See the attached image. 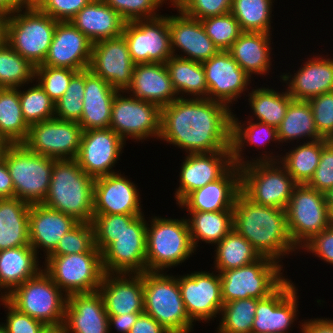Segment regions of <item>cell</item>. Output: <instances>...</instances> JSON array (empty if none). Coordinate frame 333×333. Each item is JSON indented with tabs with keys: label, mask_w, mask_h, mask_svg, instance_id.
Listing matches in <instances>:
<instances>
[{
	"label": "cell",
	"mask_w": 333,
	"mask_h": 333,
	"mask_svg": "<svg viewBox=\"0 0 333 333\" xmlns=\"http://www.w3.org/2000/svg\"><path fill=\"white\" fill-rule=\"evenodd\" d=\"M221 102L179 96L161 110L159 138L191 153L231 150L232 113Z\"/></svg>",
	"instance_id": "obj_1"
},
{
	"label": "cell",
	"mask_w": 333,
	"mask_h": 333,
	"mask_svg": "<svg viewBox=\"0 0 333 333\" xmlns=\"http://www.w3.org/2000/svg\"><path fill=\"white\" fill-rule=\"evenodd\" d=\"M233 229L243 236L262 257L280 262L281 256L295 251L284 209L251 201L242 191L233 207Z\"/></svg>",
	"instance_id": "obj_2"
},
{
	"label": "cell",
	"mask_w": 333,
	"mask_h": 333,
	"mask_svg": "<svg viewBox=\"0 0 333 333\" xmlns=\"http://www.w3.org/2000/svg\"><path fill=\"white\" fill-rule=\"evenodd\" d=\"M94 180L79 167L76 159L55 160L43 205L78 222H92Z\"/></svg>",
	"instance_id": "obj_3"
},
{
	"label": "cell",
	"mask_w": 333,
	"mask_h": 333,
	"mask_svg": "<svg viewBox=\"0 0 333 333\" xmlns=\"http://www.w3.org/2000/svg\"><path fill=\"white\" fill-rule=\"evenodd\" d=\"M24 8L25 12L20 13ZM57 22L30 1L23 9L9 15L6 42L37 67L48 54Z\"/></svg>",
	"instance_id": "obj_4"
},
{
	"label": "cell",
	"mask_w": 333,
	"mask_h": 333,
	"mask_svg": "<svg viewBox=\"0 0 333 333\" xmlns=\"http://www.w3.org/2000/svg\"><path fill=\"white\" fill-rule=\"evenodd\" d=\"M274 157L265 154L240 167L241 191L257 204L286 210L297 183Z\"/></svg>",
	"instance_id": "obj_5"
},
{
	"label": "cell",
	"mask_w": 333,
	"mask_h": 333,
	"mask_svg": "<svg viewBox=\"0 0 333 333\" xmlns=\"http://www.w3.org/2000/svg\"><path fill=\"white\" fill-rule=\"evenodd\" d=\"M144 313L150 315L170 333H189L193 322L188 317L178 277L161 271L143 273Z\"/></svg>",
	"instance_id": "obj_6"
},
{
	"label": "cell",
	"mask_w": 333,
	"mask_h": 333,
	"mask_svg": "<svg viewBox=\"0 0 333 333\" xmlns=\"http://www.w3.org/2000/svg\"><path fill=\"white\" fill-rule=\"evenodd\" d=\"M146 229L147 271L176 266L194 253L187 219L152 218Z\"/></svg>",
	"instance_id": "obj_7"
},
{
	"label": "cell",
	"mask_w": 333,
	"mask_h": 333,
	"mask_svg": "<svg viewBox=\"0 0 333 333\" xmlns=\"http://www.w3.org/2000/svg\"><path fill=\"white\" fill-rule=\"evenodd\" d=\"M3 160L12 178L15 197L29 205L43 204L56 159L31 152L23 144H11Z\"/></svg>",
	"instance_id": "obj_8"
},
{
	"label": "cell",
	"mask_w": 333,
	"mask_h": 333,
	"mask_svg": "<svg viewBox=\"0 0 333 333\" xmlns=\"http://www.w3.org/2000/svg\"><path fill=\"white\" fill-rule=\"evenodd\" d=\"M7 301L46 326L64 323L67 296L43 269L15 288L7 296Z\"/></svg>",
	"instance_id": "obj_9"
},
{
	"label": "cell",
	"mask_w": 333,
	"mask_h": 333,
	"mask_svg": "<svg viewBox=\"0 0 333 333\" xmlns=\"http://www.w3.org/2000/svg\"><path fill=\"white\" fill-rule=\"evenodd\" d=\"M281 266L277 261L261 256L243 267L220 272L223 303L267 297L286 280Z\"/></svg>",
	"instance_id": "obj_10"
},
{
	"label": "cell",
	"mask_w": 333,
	"mask_h": 333,
	"mask_svg": "<svg viewBox=\"0 0 333 333\" xmlns=\"http://www.w3.org/2000/svg\"><path fill=\"white\" fill-rule=\"evenodd\" d=\"M44 266L66 296L98 291L105 275L101 252L48 256Z\"/></svg>",
	"instance_id": "obj_11"
},
{
	"label": "cell",
	"mask_w": 333,
	"mask_h": 333,
	"mask_svg": "<svg viewBox=\"0 0 333 333\" xmlns=\"http://www.w3.org/2000/svg\"><path fill=\"white\" fill-rule=\"evenodd\" d=\"M286 213L288 231L298 249L330 226V214L324 193L307 184L295 186Z\"/></svg>",
	"instance_id": "obj_12"
},
{
	"label": "cell",
	"mask_w": 333,
	"mask_h": 333,
	"mask_svg": "<svg viewBox=\"0 0 333 333\" xmlns=\"http://www.w3.org/2000/svg\"><path fill=\"white\" fill-rule=\"evenodd\" d=\"M162 108L152 102L143 101L118 91L111 108L110 128L124 141L125 138L145 140L147 137L157 139L161 132Z\"/></svg>",
	"instance_id": "obj_13"
},
{
	"label": "cell",
	"mask_w": 333,
	"mask_h": 333,
	"mask_svg": "<svg viewBox=\"0 0 333 333\" xmlns=\"http://www.w3.org/2000/svg\"><path fill=\"white\" fill-rule=\"evenodd\" d=\"M122 35L135 65L165 63L173 56L167 15L125 22Z\"/></svg>",
	"instance_id": "obj_14"
},
{
	"label": "cell",
	"mask_w": 333,
	"mask_h": 333,
	"mask_svg": "<svg viewBox=\"0 0 333 333\" xmlns=\"http://www.w3.org/2000/svg\"><path fill=\"white\" fill-rule=\"evenodd\" d=\"M82 127L78 122L52 118L29 126L22 143L31 152L56 160L76 159L80 150Z\"/></svg>",
	"instance_id": "obj_15"
},
{
	"label": "cell",
	"mask_w": 333,
	"mask_h": 333,
	"mask_svg": "<svg viewBox=\"0 0 333 333\" xmlns=\"http://www.w3.org/2000/svg\"><path fill=\"white\" fill-rule=\"evenodd\" d=\"M146 229L144 215L138 216L102 252L105 273H144L146 266Z\"/></svg>",
	"instance_id": "obj_16"
},
{
	"label": "cell",
	"mask_w": 333,
	"mask_h": 333,
	"mask_svg": "<svg viewBox=\"0 0 333 333\" xmlns=\"http://www.w3.org/2000/svg\"><path fill=\"white\" fill-rule=\"evenodd\" d=\"M134 65L123 35L92 44L88 69L114 89L126 92L132 82Z\"/></svg>",
	"instance_id": "obj_17"
},
{
	"label": "cell",
	"mask_w": 333,
	"mask_h": 333,
	"mask_svg": "<svg viewBox=\"0 0 333 333\" xmlns=\"http://www.w3.org/2000/svg\"><path fill=\"white\" fill-rule=\"evenodd\" d=\"M178 284L186 313L192 322L210 321L221 313L223 301L221 297L220 273L194 272L178 277Z\"/></svg>",
	"instance_id": "obj_18"
},
{
	"label": "cell",
	"mask_w": 333,
	"mask_h": 333,
	"mask_svg": "<svg viewBox=\"0 0 333 333\" xmlns=\"http://www.w3.org/2000/svg\"><path fill=\"white\" fill-rule=\"evenodd\" d=\"M124 142L111 128L83 131L76 157L79 167L94 179L117 173L112 167L119 160Z\"/></svg>",
	"instance_id": "obj_19"
},
{
	"label": "cell",
	"mask_w": 333,
	"mask_h": 333,
	"mask_svg": "<svg viewBox=\"0 0 333 333\" xmlns=\"http://www.w3.org/2000/svg\"><path fill=\"white\" fill-rule=\"evenodd\" d=\"M297 289L286 279L273 293L257 299L251 333H288L297 313Z\"/></svg>",
	"instance_id": "obj_20"
},
{
	"label": "cell",
	"mask_w": 333,
	"mask_h": 333,
	"mask_svg": "<svg viewBox=\"0 0 333 333\" xmlns=\"http://www.w3.org/2000/svg\"><path fill=\"white\" fill-rule=\"evenodd\" d=\"M202 65L208 87L207 98L227 106L247 90L251 81L228 51L220 50Z\"/></svg>",
	"instance_id": "obj_21"
},
{
	"label": "cell",
	"mask_w": 333,
	"mask_h": 333,
	"mask_svg": "<svg viewBox=\"0 0 333 333\" xmlns=\"http://www.w3.org/2000/svg\"><path fill=\"white\" fill-rule=\"evenodd\" d=\"M92 42L70 21L57 22L42 65L82 71L89 68Z\"/></svg>",
	"instance_id": "obj_22"
},
{
	"label": "cell",
	"mask_w": 333,
	"mask_h": 333,
	"mask_svg": "<svg viewBox=\"0 0 333 333\" xmlns=\"http://www.w3.org/2000/svg\"><path fill=\"white\" fill-rule=\"evenodd\" d=\"M232 166V151L188 153L181 166L176 201L179 204L192 191L220 179Z\"/></svg>",
	"instance_id": "obj_23"
},
{
	"label": "cell",
	"mask_w": 333,
	"mask_h": 333,
	"mask_svg": "<svg viewBox=\"0 0 333 333\" xmlns=\"http://www.w3.org/2000/svg\"><path fill=\"white\" fill-rule=\"evenodd\" d=\"M135 184L114 173L94 180L93 214H142Z\"/></svg>",
	"instance_id": "obj_24"
},
{
	"label": "cell",
	"mask_w": 333,
	"mask_h": 333,
	"mask_svg": "<svg viewBox=\"0 0 333 333\" xmlns=\"http://www.w3.org/2000/svg\"><path fill=\"white\" fill-rule=\"evenodd\" d=\"M98 291L108 316L144 312L143 273H105Z\"/></svg>",
	"instance_id": "obj_25"
},
{
	"label": "cell",
	"mask_w": 333,
	"mask_h": 333,
	"mask_svg": "<svg viewBox=\"0 0 333 333\" xmlns=\"http://www.w3.org/2000/svg\"><path fill=\"white\" fill-rule=\"evenodd\" d=\"M63 325L67 333H109V316L100 292L68 295Z\"/></svg>",
	"instance_id": "obj_26"
},
{
	"label": "cell",
	"mask_w": 333,
	"mask_h": 333,
	"mask_svg": "<svg viewBox=\"0 0 333 333\" xmlns=\"http://www.w3.org/2000/svg\"><path fill=\"white\" fill-rule=\"evenodd\" d=\"M178 12V16H167L173 56L177 47L188 55L181 58L197 62H203L217 54L220 50L206 34L201 20L188 17L180 9Z\"/></svg>",
	"instance_id": "obj_27"
},
{
	"label": "cell",
	"mask_w": 333,
	"mask_h": 333,
	"mask_svg": "<svg viewBox=\"0 0 333 333\" xmlns=\"http://www.w3.org/2000/svg\"><path fill=\"white\" fill-rule=\"evenodd\" d=\"M240 191V168L233 165L220 179L192 191L178 205L187 211L233 210Z\"/></svg>",
	"instance_id": "obj_28"
},
{
	"label": "cell",
	"mask_w": 333,
	"mask_h": 333,
	"mask_svg": "<svg viewBox=\"0 0 333 333\" xmlns=\"http://www.w3.org/2000/svg\"><path fill=\"white\" fill-rule=\"evenodd\" d=\"M78 223L72 216L50 209L43 204L30 205V246L36 253L39 248H45V256L48 257L55 250L60 239Z\"/></svg>",
	"instance_id": "obj_29"
},
{
	"label": "cell",
	"mask_w": 333,
	"mask_h": 333,
	"mask_svg": "<svg viewBox=\"0 0 333 333\" xmlns=\"http://www.w3.org/2000/svg\"><path fill=\"white\" fill-rule=\"evenodd\" d=\"M126 91L132 92L131 96L137 99L152 102L161 108L179 98L165 63L134 65L132 82Z\"/></svg>",
	"instance_id": "obj_30"
},
{
	"label": "cell",
	"mask_w": 333,
	"mask_h": 333,
	"mask_svg": "<svg viewBox=\"0 0 333 333\" xmlns=\"http://www.w3.org/2000/svg\"><path fill=\"white\" fill-rule=\"evenodd\" d=\"M117 92L101 77L85 70L83 112L78 122L83 131L110 128L111 108Z\"/></svg>",
	"instance_id": "obj_31"
},
{
	"label": "cell",
	"mask_w": 333,
	"mask_h": 333,
	"mask_svg": "<svg viewBox=\"0 0 333 333\" xmlns=\"http://www.w3.org/2000/svg\"><path fill=\"white\" fill-rule=\"evenodd\" d=\"M280 77L288 84L287 91L293 100L307 101L333 91V59L311 58L293 77L288 74Z\"/></svg>",
	"instance_id": "obj_32"
},
{
	"label": "cell",
	"mask_w": 333,
	"mask_h": 333,
	"mask_svg": "<svg viewBox=\"0 0 333 333\" xmlns=\"http://www.w3.org/2000/svg\"><path fill=\"white\" fill-rule=\"evenodd\" d=\"M70 22L92 43L122 35L125 21L103 0H92Z\"/></svg>",
	"instance_id": "obj_33"
},
{
	"label": "cell",
	"mask_w": 333,
	"mask_h": 333,
	"mask_svg": "<svg viewBox=\"0 0 333 333\" xmlns=\"http://www.w3.org/2000/svg\"><path fill=\"white\" fill-rule=\"evenodd\" d=\"M270 35L263 32H243L227 50L250 77L251 74H267L270 70Z\"/></svg>",
	"instance_id": "obj_34"
},
{
	"label": "cell",
	"mask_w": 333,
	"mask_h": 333,
	"mask_svg": "<svg viewBox=\"0 0 333 333\" xmlns=\"http://www.w3.org/2000/svg\"><path fill=\"white\" fill-rule=\"evenodd\" d=\"M37 254L31 246L0 251V288L4 289L3 291L7 290L3 293L8 296L15 288L42 270L38 266Z\"/></svg>",
	"instance_id": "obj_35"
},
{
	"label": "cell",
	"mask_w": 333,
	"mask_h": 333,
	"mask_svg": "<svg viewBox=\"0 0 333 333\" xmlns=\"http://www.w3.org/2000/svg\"><path fill=\"white\" fill-rule=\"evenodd\" d=\"M30 205L21 199H0V251L30 246Z\"/></svg>",
	"instance_id": "obj_36"
},
{
	"label": "cell",
	"mask_w": 333,
	"mask_h": 333,
	"mask_svg": "<svg viewBox=\"0 0 333 333\" xmlns=\"http://www.w3.org/2000/svg\"><path fill=\"white\" fill-rule=\"evenodd\" d=\"M189 212L187 222L195 250L199 239L215 245L233 229V210Z\"/></svg>",
	"instance_id": "obj_37"
},
{
	"label": "cell",
	"mask_w": 333,
	"mask_h": 333,
	"mask_svg": "<svg viewBox=\"0 0 333 333\" xmlns=\"http://www.w3.org/2000/svg\"><path fill=\"white\" fill-rule=\"evenodd\" d=\"M180 56L176 54L165 62L177 95L188 93L194 98H207L208 87L202 62Z\"/></svg>",
	"instance_id": "obj_38"
},
{
	"label": "cell",
	"mask_w": 333,
	"mask_h": 333,
	"mask_svg": "<svg viewBox=\"0 0 333 333\" xmlns=\"http://www.w3.org/2000/svg\"><path fill=\"white\" fill-rule=\"evenodd\" d=\"M19 89L0 88V134L10 144H22L29 131L21 111Z\"/></svg>",
	"instance_id": "obj_39"
},
{
	"label": "cell",
	"mask_w": 333,
	"mask_h": 333,
	"mask_svg": "<svg viewBox=\"0 0 333 333\" xmlns=\"http://www.w3.org/2000/svg\"><path fill=\"white\" fill-rule=\"evenodd\" d=\"M279 142L310 137L311 141L322 139L318 134L313 113L308 101L292 100L285 117L277 127Z\"/></svg>",
	"instance_id": "obj_40"
},
{
	"label": "cell",
	"mask_w": 333,
	"mask_h": 333,
	"mask_svg": "<svg viewBox=\"0 0 333 333\" xmlns=\"http://www.w3.org/2000/svg\"><path fill=\"white\" fill-rule=\"evenodd\" d=\"M328 139H318L304 142L292 151L286 152V156L280 159L286 171L292 176L297 184H307L313 177L319 164L322 147Z\"/></svg>",
	"instance_id": "obj_41"
},
{
	"label": "cell",
	"mask_w": 333,
	"mask_h": 333,
	"mask_svg": "<svg viewBox=\"0 0 333 333\" xmlns=\"http://www.w3.org/2000/svg\"><path fill=\"white\" fill-rule=\"evenodd\" d=\"M216 248L214 264L218 273L243 267L261 257L254 247L234 229L217 243Z\"/></svg>",
	"instance_id": "obj_42"
},
{
	"label": "cell",
	"mask_w": 333,
	"mask_h": 333,
	"mask_svg": "<svg viewBox=\"0 0 333 333\" xmlns=\"http://www.w3.org/2000/svg\"><path fill=\"white\" fill-rule=\"evenodd\" d=\"M232 114V132H231V150H232V162L237 167H242L247 162L243 160L241 153L244 143L257 144L256 146L265 145L270 141H278L277 128L266 123L251 122L248 121V126L245 128V124H241L238 118ZM244 126V127H243ZM273 139V140H272Z\"/></svg>",
	"instance_id": "obj_43"
},
{
	"label": "cell",
	"mask_w": 333,
	"mask_h": 333,
	"mask_svg": "<svg viewBox=\"0 0 333 333\" xmlns=\"http://www.w3.org/2000/svg\"><path fill=\"white\" fill-rule=\"evenodd\" d=\"M249 105L260 122L278 127L285 117L286 110L293 98L286 90L278 93L274 89L258 88L249 93Z\"/></svg>",
	"instance_id": "obj_44"
},
{
	"label": "cell",
	"mask_w": 333,
	"mask_h": 333,
	"mask_svg": "<svg viewBox=\"0 0 333 333\" xmlns=\"http://www.w3.org/2000/svg\"><path fill=\"white\" fill-rule=\"evenodd\" d=\"M272 0H233L231 13L243 32L270 34Z\"/></svg>",
	"instance_id": "obj_45"
},
{
	"label": "cell",
	"mask_w": 333,
	"mask_h": 333,
	"mask_svg": "<svg viewBox=\"0 0 333 333\" xmlns=\"http://www.w3.org/2000/svg\"><path fill=\"white\" fill-rule=\"evenodd\" d=\"M35 66L5 42L0 46V88H18L35 80ZM22 85V86H21Z\"/></svg>",
	"instance_id": "obj_46"
},
{
	"label": "cell",
	"mask_w": 333,
	"mask_h": 333,
	"mask_svg": "<svg viewBox=\"0 0 333 333\" xmlns=\"http://www.w3.org/2000/svg\"><path fill=\"white\" fill-rule=\"evenodd\" d=\"M257 299L246 298L224 303L218 333H251Z\"/></svg>",
	"instance_id": "obj_47"
},
{
	"label": "cell",
	"mask_w": 333,
	"mask_h": 333,
	"mask_svg": "<svg viewBox=\"0 0 333 333\" xmlns=\"http://www.w3.org/2000/svg\"><path fill=\"white\" fill-rule=\"evenodd\" d=\"M19 97L23 117L29 126L55 117V102L39 83L26 91L20 89Z\"/></svg>",
	"instance_id": "obj_48"
},
{
	"label": "cell",
	"mask_w": 333,
	"mask_h": 333,
	"mask_svg": "<svg viewBox=\"0 0 333 333\" xmlns=\"http://www.w3.org/2000/svg\"><path fill=\"white\" fill-rule=\"evenodd\" d=\"M85 70L78 71L70 80L65 94L55 102V118L79 122L83 112Z\"/></svg>",
	"instance_id": "obj_49"
},
{
	"label": "cell",
	"mask_w": 333,
	"mask_h": 333,
	"mask_svg": "<svg viewBox=\"0 0 333 333\" xmlns=\"http://www.w3.org/2000/svg\"><path fill=\"white\" fill-rule=\"evenodd\" d=\"M142 214H93L95 246L102 252Z\"/></svg>",
	"instance_id": "obj_50"
},
{
	"label": "cell",
	"mask_w": 333,
	"mask_h": 333,
	"mask_svg": "<svg viewBox=\"0 0 333 333\" xmlns=\"http://www.w3.org/2000/svg\"><path fill=\"white\" fill-rule=\"evenodd\" d=\"M84 252H100L95 246L92 222H79L60 239L57 247L49 256H63Z\"/></svg>",
	"instance_id": "obj_51"
},
{
	"label": "cell",
	"mask_w": 333,
	"mask_h": 333,
	"mask_svg": "<svg viewBox=\"0 0 333 333\" xmlns=\"http://www.w3.org/2000/svg\"><path fill=\"white\" fill-rule=\"evenodd\" d=\"M206 34L219 50L227 51L234 41L243 33L239 22L231 12L201 20Z\"/></svg>",
	"instance_id": "obj_52"
},
{
	"label": "cell",
	"mask_w": 333,
	"mask_h": 333,
	"mask_svg": "<svg viewBox=\"0 0 333 333\" xmlns=\"http://www.w3.org/2000/svg\"><path fill=\"white\" fill-rule=\"evenodd\" d=\"M77 72L69 68L39 65L35 68V79H38L39 85L56 102L65 94L71 78Z\"/></svg>",
	"instance_id": "obj_53"
},
{
	"label": "cell",
	"mask_w": 333,
	"mask_h": 333,
	"mask_svg": "<svg viewBox=\"0 0 333 333\" xmlns=\"http://www.w3.org/2000/svg\"><path fill=\"white\" fill-rule=\"evenodd\" d=\"M108 6L113 8L125 22L136 20L152 19L159 17L158 7L163 4V0H103ZM161 4V5H160ZM156 12V13H155Z\"/></svg>",
	"instance_id": "obj_54"
},
{
	"label": "cell",
	"mask_w": 333,
	"mask_h": 333,
	"mask_svg": "<svg viewBox=\"0 0 333 333\" xmlns=\"http://www.w3.org/2000/svg\"><path fill=\"white\" fill-rule=\"evenodd\" d=\"M311 107L318 134L333 140V91L307 100Z\"/></svg>",
	"instance_id": "obj_55"
},
{
	"label": "cell",
	"mask_w": 333,
	"mask_h": 333,
	"mask_svg": "<svg viewBox=\"0 0 333 333\" xmlns=\"http://www.w3.org/2000/svg\"><path fill=\"white\" fill-rule=\"evenodd\" d=\"M233 0H180L175 6L188 17L203 20L231 12Z\"/></svg>",
	"instance_id": "obj_56"
},
{
	"label": "cell",
	"mask_w": 333,
	"mask_h": 333,
	"mask_svg": "<svg viewBox=\"0 0 333 333\" xmlns=\"http://www.w3.org/2000/svg\"><path fill=\"white\" fill-rule=\"evenodd\" d=\"M40 11L58 22L70 21L92 0H30Z\"/></svg>",
	"instance_id": "obj_57"
},
{
	"label": "cell",
	"mask_w": 333,
	"mask_h": 333,
	"mask_svg": "<svg viewBox=\"0 0 333 333\" xmlns=\"http://www.w3.org/2000/svg\"><path fill=\"white\" fill-rule=\"evenodd\" d=\"M307 185L322 193L333 188V140L322 147L319 164Z\"/></svg>",
	"instance_id": "obj_58"
},
{
	"label": "cell",
	"mask_w": 333,
	"mask_h": 333,
	"mask_svg": "<svg viewBox=\"0 0 333 333\" xmlns=\"http://www.w3.org/2000/svg\"><path fill=\"white\" fill-rule=\"evenodd\" d=\"M0 295L2 305L8 309L6 323H3L8 333H41L46 325L18 311L7 301L5 293Z\"/></svg>",
	"instance_id": "obj_59"
},
{
	"label": "cell",
	"mask_w": 333,
	"mask_h": 333,
	"mask_svg": "<svg viewBox=\"0 0 333 333\" xmlns=\"http://www.w3.org/2000/svg\"><path fill=\"white\" fill-rule=\"evenodd\" d=\"M304 247L308 252H312L322 260L333 264V226L330 225L313 236L302 246V248Z\"/></svg>",
	"instance_id": "obj_60"
},
{
	"label": "cell",
	"mask_w": 333,
	"mask_h": 333,
	"mask_svg": "<svg viewBox=\"0 0 333 333\" xmlns=\"http://www.w3.org/2000/svg\"><path fill=\"white\" fill-rule=\"evenodd\" d=\"M129 333H170L146 313L139 315Z\"/></svg>",
	"instance_id": "obj_61"
},
{
	"label": "cell",
	"mask_w": 333,
	"mask_h": 333,
	"mask_svg": "<svg viewBox=\"0 0 333 333\" xmlns=\"http://www.w3.org/2000/svg\"><path fill=\"white\" fill-rule=\"evenodd\" d=\"M140 314L142 313H127L109 316V331L113 324L118 332L129 333Z\"/></svg>",
	"instance_id": "obj_62"
},
{
	"label": "cell",
	"mask_w": 333,
	"mask_h": 333,
	"mask_svg": "<svg viewBox=\"0 0 333 333\" xmlns=\"http://www.w3.org/2000/svg\"><path fill=\"white\" fill-rule=\"evenodd\" d=\"M14 186L6 162H0V199L14 198Z\"/></svg>",
	"instance_id": "obj_63"
},
{
	"label": "cell",
	"mask_w": 333,
	"mask_h": 333,
	"mask_svg": "<svg viewBox=\"0 0 333 333\" xmlns=\"http://www.w3.org/2000/svg\"><path fill=\"white\" fill-rule=\"evenodd\" d=\"M302 333H333V320L331 319H314L302 323Z\"/></svg>",
	"instance_id": "obj_64"
},
{
	"label": "cell",
	"mask_w": 333,
	"mask_h": 333,
	"mask_svg": "<svg viewBox=\"0 0 333 333\" xmlns=\"http://www.w3.org/2000/svg\"><path fill=\"white\" fill-rule=\"evenodd\" d=\"M30 0H0V12L10 15L25 7Z\"/></svg>",
	"instance_id": "obj_65"
},
{
	"label": "cell",
	"mask_w": 333,
	"mask_h": 333,
	"mask_svg": "<svg viewBox=\"0 0 333 333\" xmlns=\"http://www.w3.org/2000/svg\"><path fill=\"white\" fill-rule=\"evenodd\" d=\"M8 17L9 15L0 12V46L6 42Z\"/></svg>",
	"instance_id": "obj_66"
},
{
	"label": "cell",
	"mask_w": 333,
	"mask_h": 333,
	"mask_svg": "<svg viewBox=\"0 0 333 333\" xmlns=\"http://www.w3.org/2000/svg\"><path fill=\"white\" fill-rule=\"evenodd\" d=\"M41 333H67L63 324L53 325V326H45V328L41 331Z\"/></svg>",
	"instance_id": "obj_67"
},
{
	"label": "cell",
	"mask_w": 333,
	"mask_h": 333,
	"mask_svg": "<svg viewBox=\"0 0 333 333\" xmlns=\"http://www.w3.org/2000/svg\"><path fill=\"white\" fill-rule=\"evenodd\" d=\"M10 145L11 144L0 134V162L3 160L4 154Z\"/></svg>",
	"instance_id": "obj_68"
},
{
	"label": "cell",
	"mask_w": 333,
	"mask_h": 333,
	"mask_svg": "<svg viewBox=\"0 0 333 333\" xmlns=\"http://www.w3.org/2000/svg\"><path fill=\"white\" fill-rule=\"evenodd\" d=\"M325 197V203L328 206V209L330 210L333 207V188L327 190L324 193Z\"/></svg>",
	"instance_id": "obj_69"
},
{
	"label": "cell",
	"mask_w": 333,
	"mask_h": 333,
	"mask_svg": "<svg viewBox=\"0 0 333 333\" xmlns=\"http://www.w3.org/2000/svg\"><path fill=\"white\" fill-rule=\"evenodd\" d=\"M330 214V225L333 226V207L329 210Z\"/></svg>",
	"instance_id": "obj_70"
},
{
	"label": "cell",
	"mask_w": 333,
	"mask_h": 333,
	"mask_svg": "<svg viewBox=\"0 0 333 333\" xmlns=\"http://www.w3.org/2000/svg\"><path fill=\"white\" fill-rule=\"evenodd\" d=\"M0 333H8L6 327L3 324H0Z\"/></svg>",
	"instance_id": "obj_71"
},
{
	"label": "cell",
	"mask_w": 333,
	"mask_h": 333,
	"mask_svg": "<svg viewBox=\"0 0 333 333\" xmlns=\"http://www.w3.org/2000/svg\"><path fill=\"white\" fill-rule=\"evenodd\" d=\"M165 1V0H163ZM167 1V0H166ZM180 2V0H170L171 5H173L174 7Z\"/></svg>",
	"instance_id": "obj_72"
}]
</instances>
